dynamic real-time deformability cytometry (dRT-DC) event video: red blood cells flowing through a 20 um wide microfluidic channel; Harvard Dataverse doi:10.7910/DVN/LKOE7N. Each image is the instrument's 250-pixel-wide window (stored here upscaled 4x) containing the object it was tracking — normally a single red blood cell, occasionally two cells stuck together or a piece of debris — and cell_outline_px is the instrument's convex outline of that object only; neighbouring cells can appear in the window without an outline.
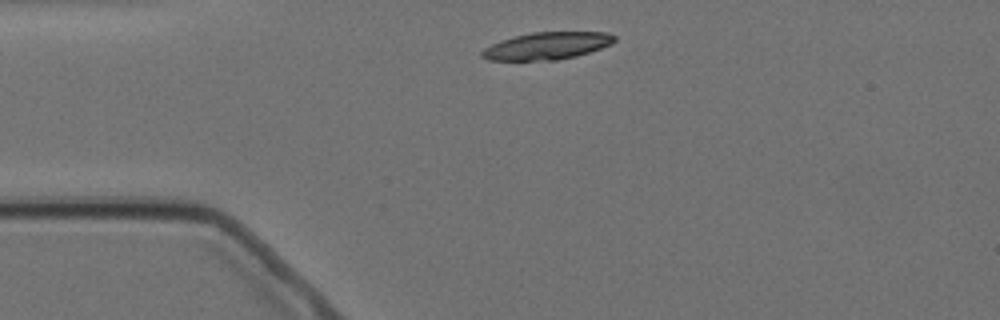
{"species": "Egyptian fruit bat (a non-hibernating species)", "species_latin": "Rousettus aegyptiacus", "temperature_condition": "cold", "stored_images_in_passage": 2, "camera_frame_rate_fps": 3000, "um_per_image_px": 0.085, "animal": {"sex": "female"}, "frame": {"image": 1, "passage_image": 1, "time_ms": 0.0, "image_size_px": [1000, 320], "cell_outline_px": [[616, 40], [612, 44], [576, 56], [556, 60], [488, 60], [480, 56], [480, 52], [484, 48], [500, 40], [532, 32], [608, 32], [616, 36]], "centroid_in_image_um": [46.49, 3.89], "position_along_channel_um": 38.5, "area_um2": 21.04}}